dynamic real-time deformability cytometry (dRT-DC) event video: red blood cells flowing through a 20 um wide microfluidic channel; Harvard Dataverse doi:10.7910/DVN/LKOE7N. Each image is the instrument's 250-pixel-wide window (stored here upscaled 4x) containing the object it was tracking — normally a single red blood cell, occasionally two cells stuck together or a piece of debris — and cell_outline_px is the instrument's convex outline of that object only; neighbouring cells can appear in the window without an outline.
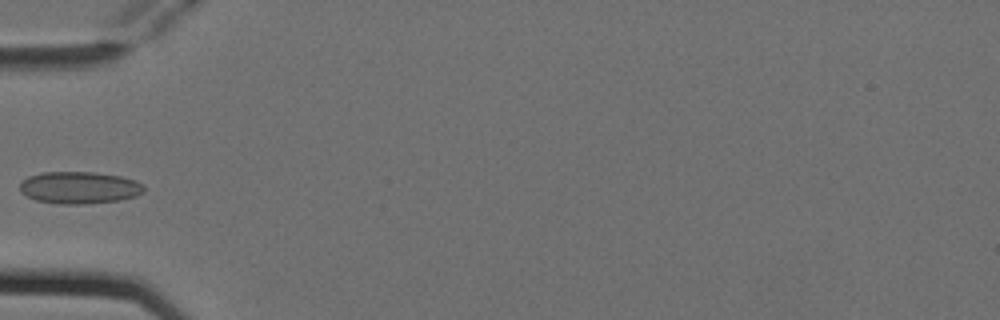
{"species": "Egyptian fruit bat (a non-hibernating species)", "species_latin": "Rousettus aegyptiacus", "temperature_condition": "cold", "stored_images_in_passage": 5, "camera_frame_rate_fps": 3000, "um_per_image_px": 0.085, "animal": {"sex": "female"}, "frame": {"image": 1, "passage_image": 4, "time_ms": 1.0, "image_size_px": [1000, 320], "cell_outline_px": [[144, 192], [136, 196], [120, 200], [84, 204], [60, 204], [36, 200], [20, 192], [20, 184], [28, 176], [44, 172], [96, 172], [120, 176], [136, 180], [144, 184]], "centroid_in_image_um": [6.77, 15.94], "position_along_channel_um": 78.2, "area_um2": 23.29}}
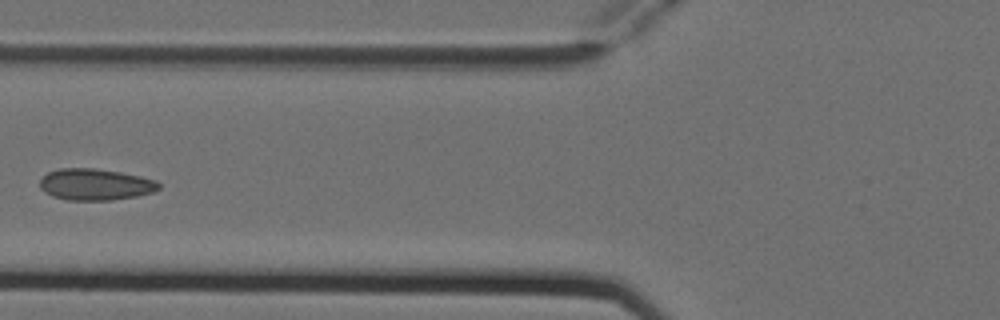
{"frame": {"image": 2, "passage_image": 5, "time_ms": 1.333, "image_size_px": [1000, 320], "cell_outline_px": [[160, 188], [152, 192], [136, 196], [112, 200], [68, 200], [52, 196], [44, 192], [40, 188], [40, 180], [48, 172], [60, 168], [96, 168], [120, 172], [140, 176], [156, 180], [160, 184]], "centroid_in_image_um": [8.09, 15.68], "position_along_channel_um": 117.7, "area_um2": 21.85}}